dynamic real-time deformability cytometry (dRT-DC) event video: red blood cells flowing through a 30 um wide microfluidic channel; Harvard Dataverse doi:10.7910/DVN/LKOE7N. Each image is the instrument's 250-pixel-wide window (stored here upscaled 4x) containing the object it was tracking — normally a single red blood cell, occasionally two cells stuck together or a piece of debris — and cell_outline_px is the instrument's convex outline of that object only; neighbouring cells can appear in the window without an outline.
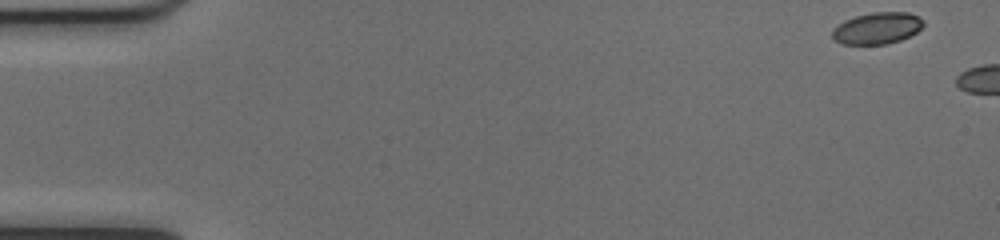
{"species": "common noctule bat (a hibernating species)", "species_latin": "Nyctalus noctula", "temperature_condition": "cold", "stored_images_in_passage": 5, "camera_frame_rate_fps": 3000, "um_per_image_px": 0.085, "animal": {"sex": "female", "body_mass_g": 17.0, "forearm_length_mm": 48.0}, "frame": {"image": 1, "passage_image": 1, "time_ms": 0.0, "image_size_px": [1000, 240], "cell_outline_px": [[924, 24], [916, 32], [900, 40], [888, 44], [840, 44], [832, 36], [832, 28], [844, 20], [856, 16], [872, 12], [908, 12], [924, 20]], "centroid_in_image_um": [74.53, 2.39], "position_along_channel_um": 10.5, "area_um2": 16.76}}